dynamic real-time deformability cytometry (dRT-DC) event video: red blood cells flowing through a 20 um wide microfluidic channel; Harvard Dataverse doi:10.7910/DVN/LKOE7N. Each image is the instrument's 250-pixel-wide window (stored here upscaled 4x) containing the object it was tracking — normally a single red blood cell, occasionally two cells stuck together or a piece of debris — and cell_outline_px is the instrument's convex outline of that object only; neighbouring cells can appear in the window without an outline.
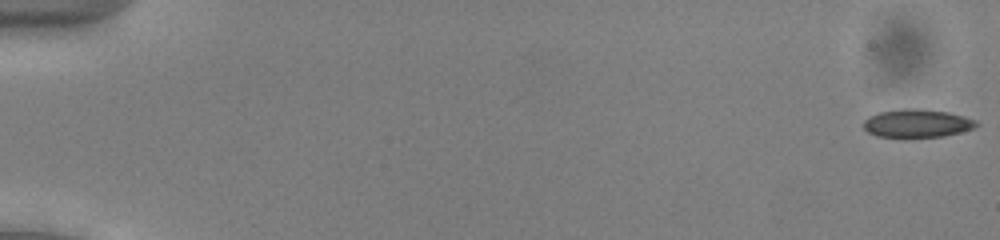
{"species": "common noctule bat (a hibernating species)", "species_latin": "Nyctalus noctula", "temperature_condition": "cold", "stored_images_in_passage": 53, "camera_frame_rate_fps": 3000, "um_per_image_px": 0.085, "animal": {"sex": "male", "body_mass_g": 13.0, "forearm_length_mm": 53.1}, "frame": {"image": 1, "passage_image": 1, "time_ms": 0.0, "image_size_px": [1000, 240], "cell_outline_px": [[980, 124], [972, 128], [960, 132], [944, 136], [876, 136], [868, 132], [864, 128], [864, 120], [880, 112], [904, 108], [916, 108], [948, 112], [964, 116], [976, 120]], "centroid_in_image_um": [77.98, 10.46], "position_along_channel_um": 7.0, "area_um2": 18.15}}
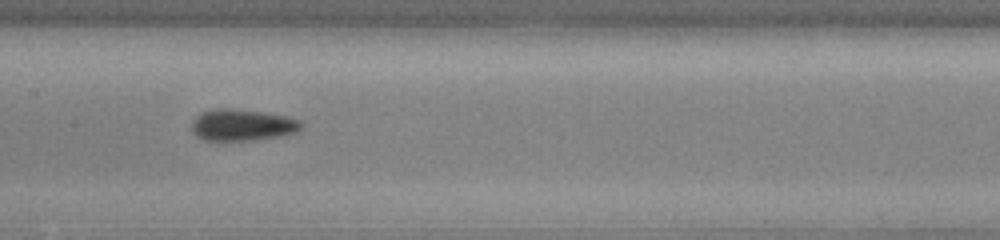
{"frame": {"image": 2, "passage_image": 28, "time_ms": 9.0, "image_size_px": [1000, 240], "cell_outline_px": [[304, 124], [296, 132], [280, 136], [256, 140], [220, 144], [204, 140], [196, 136], [192, 132], [192, 120], [196, 116], [204, 112], [216, 108], [228, 108], [260, 112], [284, 116], [300, 120]], "centroid_in_image_um": [20.53, 10.68], "position_along_channel_um": 186.9, "area_um2": 20.75}}
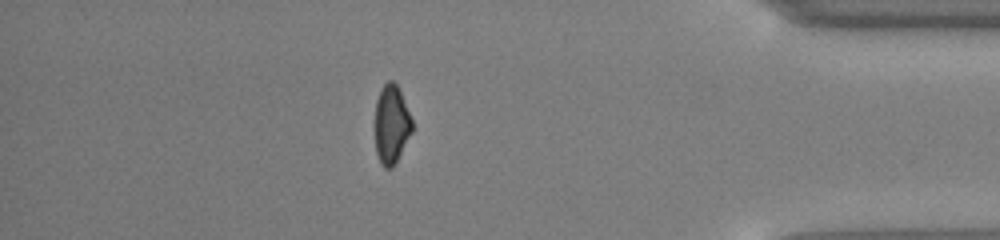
{"frame": {"image": 3, "passage_image": 47, "time_ms": 15.333, "image_size_px": [1000, 240], "cell_outline_px": [[412, 132], [392, 168], [384, 168], [380, 164], [376, 152], [376, 100], [384, 84], [388, 80], [392, 80], [396, 84], [400, 92], [412, 120]], "centroid_in_image_um": [33.27, 10.59], "position_along_channel_um": 401.9, "area_um2": 16.65}, "authors_computed_cell_mechanics": {"area_um2": 18.9584, "velocity_mm_per_s": 3.9356, "shape_relaxation_time_tau1_ms": 3.4301, "shape_relaxation_time_tau2_ms": 6.5519, "deformation_change_tau1": 0.0939, "deformation_change_tau2": 0.1151}}